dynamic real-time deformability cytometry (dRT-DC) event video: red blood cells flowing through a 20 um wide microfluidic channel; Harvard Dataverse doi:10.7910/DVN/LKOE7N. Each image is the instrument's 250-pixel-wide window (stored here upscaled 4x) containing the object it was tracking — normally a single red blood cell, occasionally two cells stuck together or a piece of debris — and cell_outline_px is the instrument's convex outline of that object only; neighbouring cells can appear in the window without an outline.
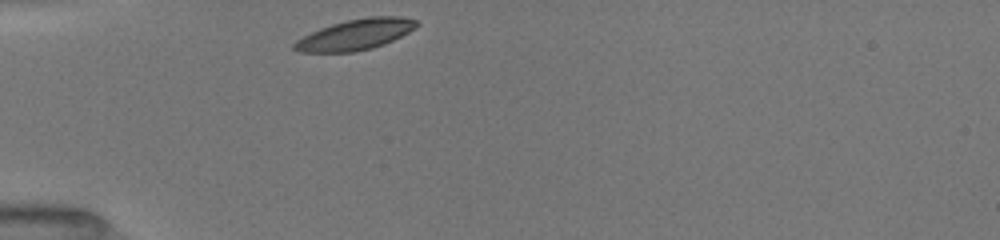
{"species": "common noctule bat (a hibernating species)", "species_latin": "Nyctalus noctula", "temperature_condition": "room temperature", "stored_images_in_passage": 29, "camera_frame_rate_fps": 3000, "um_per_image_px": 0.085, "animal": {"sex": "female", "body_mass_g": 19.5, "forearm_length_mm": 54.1}, "frame": {"image": 1, "passage_image": 1, "time_ms": 0.0, "image_size_px": [1000, 240], "cell_outline_px": [[420, 24], [416, 28], [384, 44], [372, 48], [352, 52], [300, 52], [292, 48], [292, 44], [296, 40], [320, 28], [332, 24], [348, 20], [368, 16], [400, 16], [416, 20]], "centroid_in_image_um": [30.22, 2.93], "position_along_channel_um": 54.8, "area_um2": 21.79}}
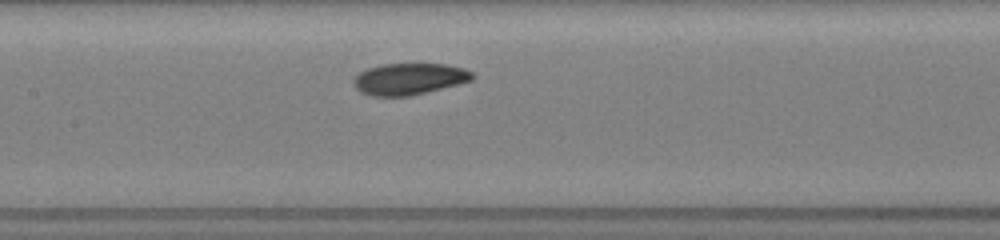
{"frame": {"image": 2, "passage_image": 11, "time_ms": 3.333, "image_size_px": [1000, 240], "cell_outline_px": [[476, 76], [472, 80], [460, 84], [408, 96], [372, 96], [360, 92], [352, 84], [352, 80], [360, 72], [368, 68], [380, 64], [448, 64], [464, 68], [472, 72]], "centroid_in_image_um": [34.78, 6.7], "position_along_channel_um": 172.6, "area_um2": 21.96}}
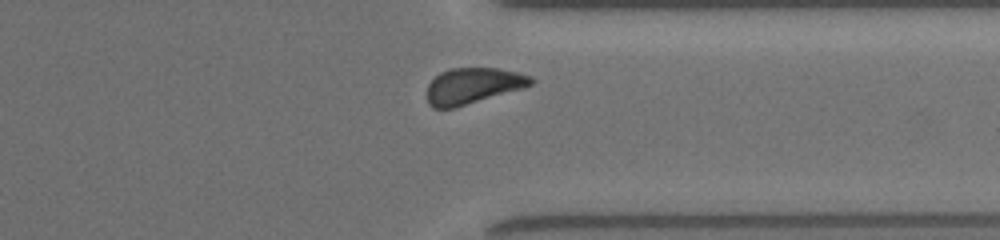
{"frame": {"image": 3, "passage_image": 26, "time_ms": 8.333, "image_size_px": [1000, 240], "cell_outline_px": [[536, 80], [532, 84], [520, 88], [452, 108], [432, 108], [428, 104], [428, 84], [440, 72], [448, 68], [500, 68], [532, 76]], "centroid_in_image_um": [40.18, 7.27], "position_along_channel_um": 371.2, "area_um2": 21.39}, "authors_computed_cell_mechanics": {"area_um2": 22.3108, "velocity_mm_per_s": 3.9743, "shape_relaxation_time_tau1_ms": 1.7159, "shape_relaxation_time_tau2_ms": 2.5545, "deformation_change_tau1": 0.0781, "deformation_change_tau2": 0.078}}